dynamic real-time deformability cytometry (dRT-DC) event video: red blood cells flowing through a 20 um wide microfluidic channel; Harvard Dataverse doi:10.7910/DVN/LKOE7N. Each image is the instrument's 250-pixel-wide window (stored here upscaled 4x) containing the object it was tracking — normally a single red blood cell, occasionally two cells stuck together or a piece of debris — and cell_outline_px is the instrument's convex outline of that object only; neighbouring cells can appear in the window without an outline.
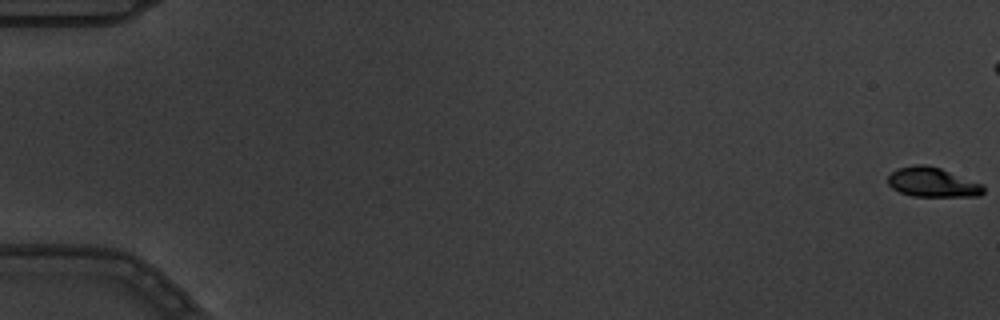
{"species": "common noctule bat (a hibernating species)", "species_latin": "Nyctalus noctula", "temperature_condition": "warm", "stored_images_in_passage": 7, "camera_frame_rate_fps": 3000, "um_per_image_px": 0.085, "animal": {"sex": "male", "body_mass_g": 19.5, "forearm_length_mm": 54.6}, "frame": {"image": 1, "passage_image": 1, "time_ms": 0.0, "image_size_px": [1000, 320], "cell_outline_px": [[984, 192], [980, 196], [912, 196], [900, 192], [892, 188], [888, 184], [888, 176], [896, 168], [916, 164], [924, 164], [940, 168], [984, 184]], "centroid_in_image_um": [79.27, 15.49], "position_along_channel_um": 5.7, "area_um2": 16.53}}
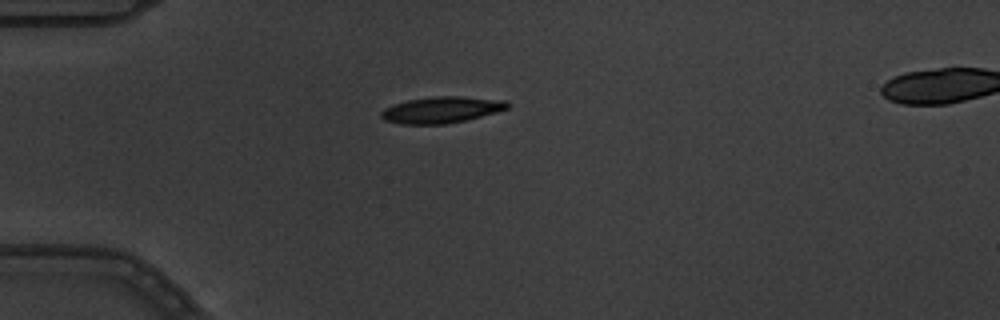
{"frame": {"image": 2, "passage_image": 7, "time_ms": 2.0, "image_size_px": [1000, 320], "cell_outline_px": [[508, 108], [496, 112], [464, 120], [444, 124], [400, 124], [384, 120], [380, 116], [380, 112], [384, 108], [392, 104], [408, 100], [436, 96], [464, 96], [504, 100], [508, 104]], "centroid_in_image_um": [37.47, 9.33], "position_along_channel_um": 47.5, "area_um2": 19.31}}